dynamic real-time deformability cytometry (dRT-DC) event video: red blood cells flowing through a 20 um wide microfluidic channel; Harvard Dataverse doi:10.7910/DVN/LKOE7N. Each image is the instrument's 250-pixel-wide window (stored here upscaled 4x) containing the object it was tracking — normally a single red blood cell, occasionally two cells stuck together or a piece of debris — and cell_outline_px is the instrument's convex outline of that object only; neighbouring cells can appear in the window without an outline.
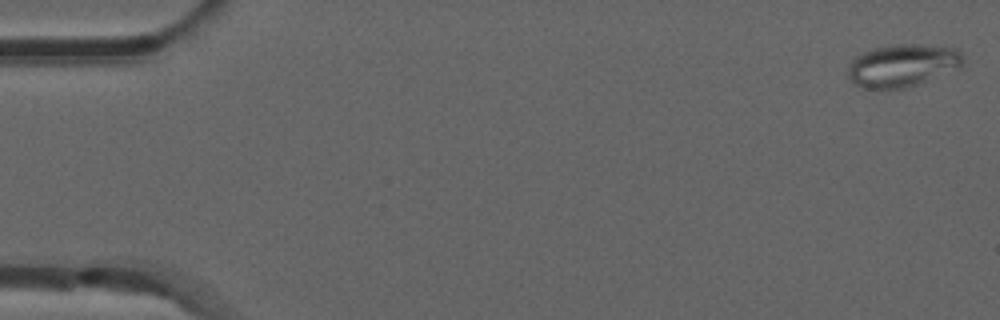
{"species": "common noctule bat (a hibernating species)", "species_latin": "Nyctalus noctula", "temperature_condition": "room temperature", "stored_images_in_passage": 39, "camera_frame_rate_fps": 3000, "um_per_image_px": 0.085, "animal": {"sex": "male", "forearm_length_mm": 52.5}, "frame": {"image": 1, "passage_image": 1, "time_ms": 0.0, "image_size_px": [1000, 320], "cell_outline_px": [[960, 64], [916, 84], [904, 88], [864, 88], [856, 84], [848, 76], [848, 68], [852, 60], [856, 56], [864, 52], [876, 48], [892, 44], [920, 44], [956, 48], [960, 52]], "centroid_in_image_um": [76.6, 5.53], "position_along_channel_um": 8.4, "area_um2": 27.4}}
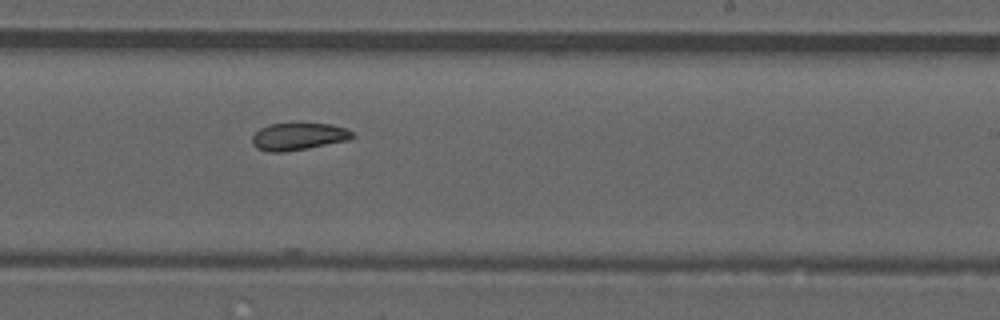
{"frame": {"image": 2, "passage_image": 32, "time_ms": 10.333, "image_size_px": [1000, 320], "cell_outline_px": [[356, 136], [348, 140], [284, 152], [268, 152], [256, 148], [252, 144], [252, 136], [260, 128], [268, 124], [332, 124], [344, 128], [352, 132]], "centroid_in_image_um": [25.33, 11.61], "position_along_channel_um": 263.7, "area_um2": 15.72}}
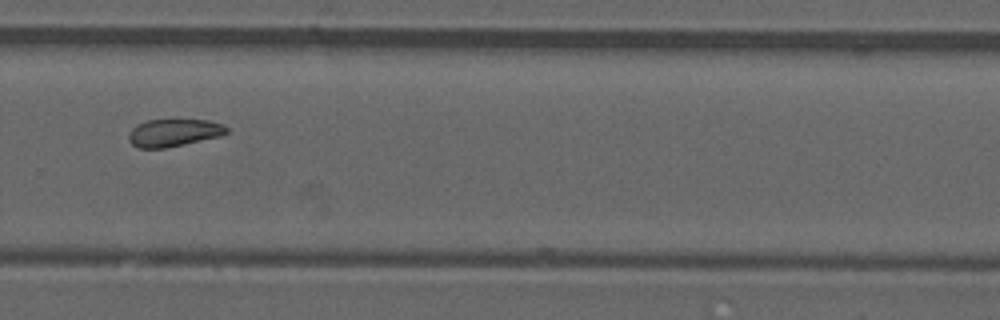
{"frame": {"image": 3, "passage_image": 36, "time_ms": 11.667, "image_size_px": [1000, 320], "cell_outline_px": [[228, 132], [224, 136], [164, 148], [140, 148], [132, 144], [128, 140], [128, 136], [132, 128], [136, 124], [148, 120], [208, 120], [220, 124], [228, 128]], "centroid_in_image_um": [14.78, 11.28], "position_along_channel_um": 315.0, "area_um2": 15.72}}